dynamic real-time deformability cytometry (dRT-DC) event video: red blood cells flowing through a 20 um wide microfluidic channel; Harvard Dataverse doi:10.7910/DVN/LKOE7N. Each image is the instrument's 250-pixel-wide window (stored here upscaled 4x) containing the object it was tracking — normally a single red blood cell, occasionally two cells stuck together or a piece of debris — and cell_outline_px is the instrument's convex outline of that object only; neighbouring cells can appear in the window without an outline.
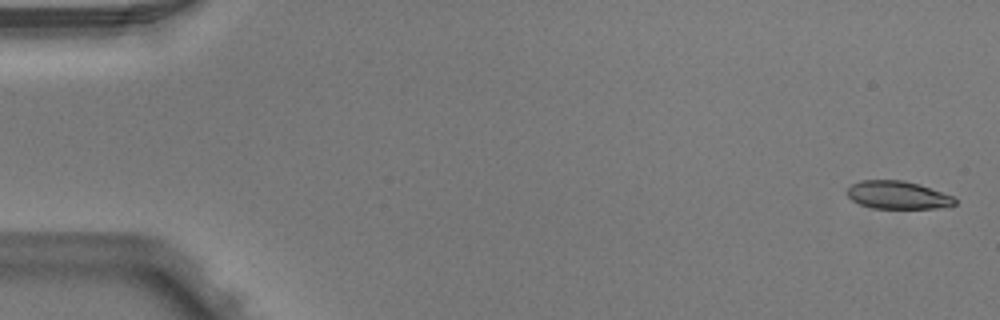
{"species": "Egyptian fruit bat (a non-hibernating species)", "species_latin": "Rousettus aegyptiacus", "temperature_condition": "warm", "stored_images_in_passage": 6, "segment_of_instrument_passage": [1, 2], "camera_frame_rate_fps": 3000, "um_per_image_px": 0.085, "animal": {"sex": "male"}, "frame": {"image": 1, "passage_image": 1, "time_ms": 0.0, "image_size_px": [1000, 320], "cell_outline_px": [[956, 204], [948, 208], [872, 208], [860, 204], [852, 200], [848, 196], [848, 188], [852, 184], [860, 180], [904, 180], [920, 184], [952, 196], [956, 200]], "centroid_in_image_um": [76.33, 16.58], "position_along_channel_um": 8.7, "area_um2": 17.57}}
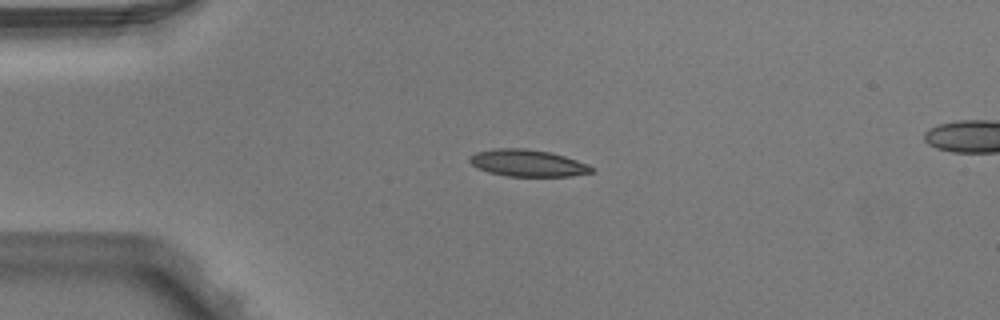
{"frame": {"image": 2, "passage_image": 4, "time_ms": 1.0, "image_size_px": [1000, 320], "cell_outline_px": [[592, 172], [572, 176], [508, 176], [488, 172], [472, 164], [468, 160], [476, 152], [496, 148], [524, 148], [548, 152], [564, 156], [588, 164], [592, 168]], "centroid_in_image_um": [44.85, 13.86], "position_along_channel_um": 40.2, "area_um2": 18.79}}